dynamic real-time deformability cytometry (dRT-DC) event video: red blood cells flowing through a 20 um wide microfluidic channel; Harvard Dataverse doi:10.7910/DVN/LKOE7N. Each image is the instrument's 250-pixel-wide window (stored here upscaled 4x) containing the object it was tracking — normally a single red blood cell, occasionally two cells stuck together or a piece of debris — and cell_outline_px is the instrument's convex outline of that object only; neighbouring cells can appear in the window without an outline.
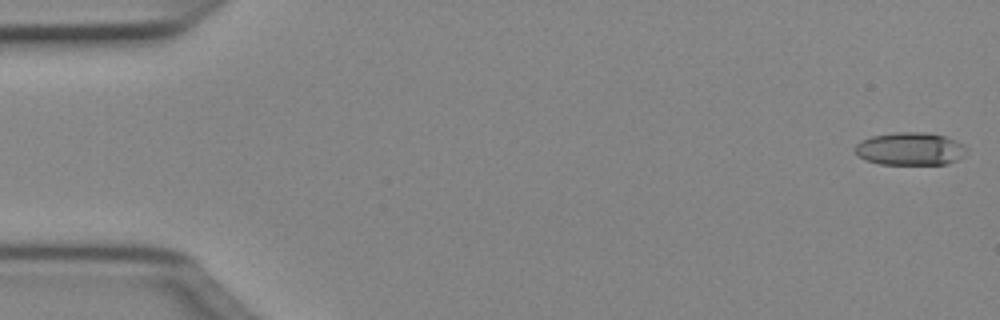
{"species": "Egyptian fruit bat (a non-hibernating species)", "species_latin": "Rousettus aegyptiacus", "temperature_condition": "cold", "stored_images_in_passage": 50, "camera_frame_rate_fps": 3000, "um_per_image_px": 0.085, "animal": {"sex": "female"}, "frame": {"image": 1, "passage_image": 1, "time_ms": 0.0, "image_size_px": [1000, 320], "cell_outline_px": [[968, 152], [956, 160], [948, 164], [880, 164], [864, 160], [856, 156], [856, 144], [860, 140], [872, 136], [896, 132], [924, 132], [944, 136], [956, 140], [964, 144], [968, 148]], "centroid_in_image_um": [77.37, 12.65], "position_along_channel_um": 7.6, "area_um2": 21.56}}
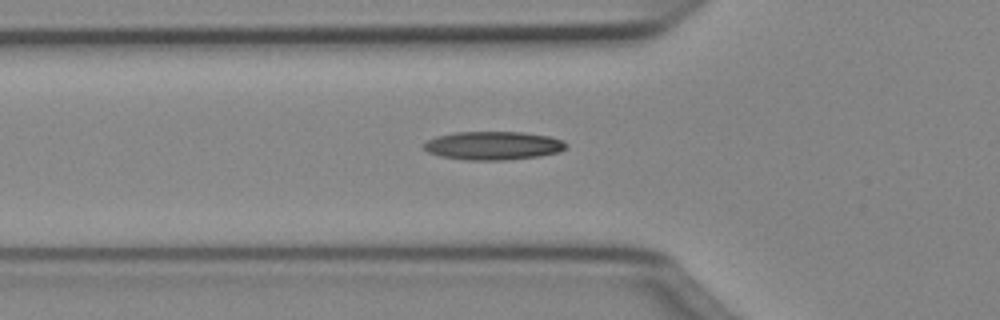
{"frame": {"image": 2, "passage_image": 17, "time_ms": 5.333, "image_size_px": [1000, 320], "cell_outline_px": [[568, 144], [560, 152], [540, 156], [504, 160], [464, 160], [440, 156], [428, 152], [424, 148], [424, 144], [428, 140], [436, 136], [456, 132], [524, 132], [548, 136], [564, 140]], "centroid_in_image_um": [41.94, 12.38], "position_along_channel_um": 83.9, "area_um2": 23.64}}
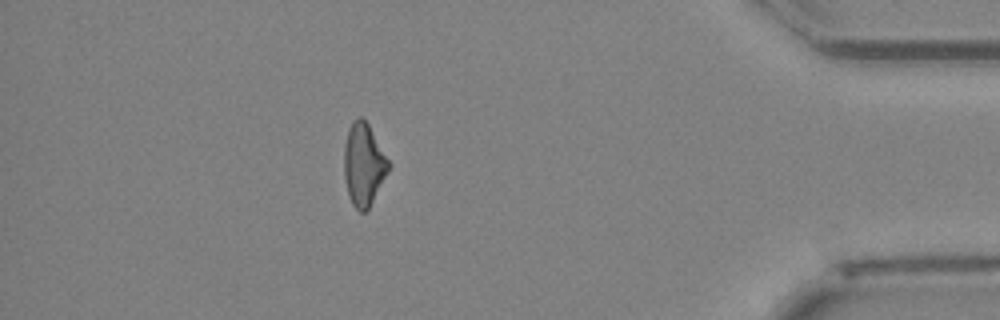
{"frame": {"image": 3, "passage_image": 44, "time_ms": 14.333, "image_size_px": [1000, 320], "cell_outline_px": [[392, 164], [388, 172], [368, 208], [364, 212], [360, 212], [352, 204], [348, 196], [344, 176], [344, 144], [348, 128], [360, 116], [368, 124]], "centroid_in_image_um": [30.91, 13.99], "position_along_channel_um": 404.3, "area_um2": 21.27}, "authors_computed_cell_mechanics": {"area_um2": 21.7906, "velocity_mm_per_s": 4.0556, "shape_relaxation_time_tau1_ms": null, "shape_relaxation_time_tau2_ms": 10.2106, "deformation_change_tau1": null, "deformation_change_tau2": 0.2361}}